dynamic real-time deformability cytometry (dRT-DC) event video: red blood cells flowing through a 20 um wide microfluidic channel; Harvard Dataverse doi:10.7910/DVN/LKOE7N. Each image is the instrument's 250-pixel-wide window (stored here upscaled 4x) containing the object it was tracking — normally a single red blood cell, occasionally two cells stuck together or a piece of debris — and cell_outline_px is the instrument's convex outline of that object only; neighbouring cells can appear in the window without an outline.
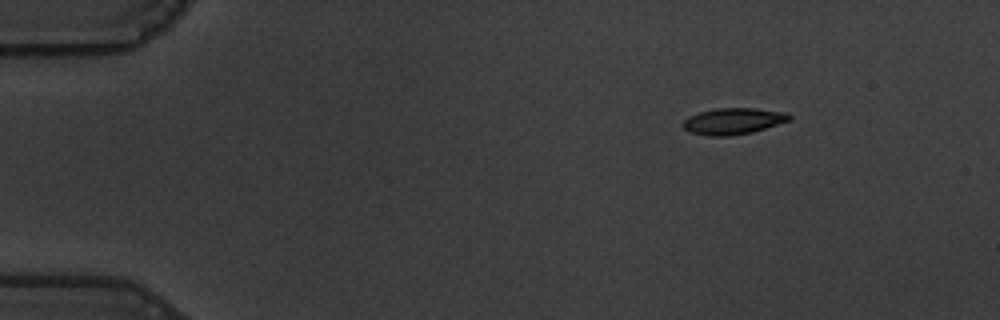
{"species": "common noctule bat (a hibernating species)", "species_latin": "Nyctalus noctula", "temperature_condition": "warm", "stored_images_in_passage": 50, "camera_frame_rate_fps": 3000, "um_per_image_px": 0.085, "animal": {"sex": "male", "body_mass_g": 19.5, "forearm_length_mm": 54.6}, "frame": {"image": 1, "passage_image": 1, "time_ms": 0.0, "image_size_px": [1000, 320], "cell_outline_px": [[792, 120], [752, 132], [732, 136], [708, 136], [688, 132], [680, 124], [688, 116], [700, 112], [716, 108], [756, 108], [788, 112], [792, 116]], "centroid_in_image_um": [62.33, 10.3], "position_along_channel_um": 22.7, "area_um2": 16.65}}
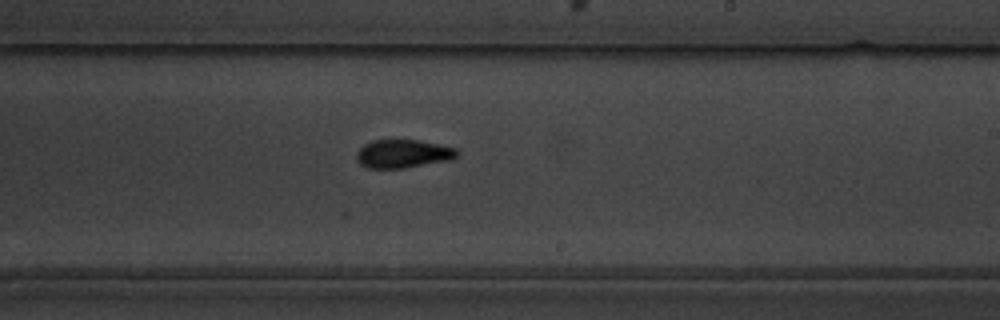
{"frame": {"image": 2, "passage_image": 28, "time_ms": 9.0, "image_size_px": [1000, 320], "cell_outline_px": [[456, 156], [452, 160], [404, 168], [368, 168], [360, 164], [356, 160], [356, 152], [364, 144], [372, 140], [420, 140], [456, 148]], "centroid_in_image_um": [34.23, 13.07], "position_along_channel_um": 254.8, "area_um2": 16.65}}
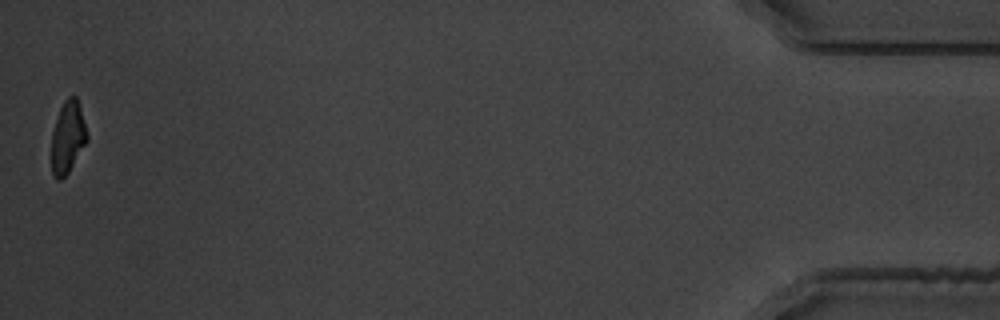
{"frame": {"image": 3, "passage_image": 50, "time_ms": 16.333, "image_size_px": [1000, 320], "cell_outline_px": [[88, 140], [68, 172], [60, 180], [56, 180], [52, 176], [52, 132], [60, 108], [64, 100], [68, 96], [76, 96], [80, 108], [88, 136]], "centroid_in_image_um": [5.75, 11.67], "position_along_channel_um": 429.4, "area_um2": 14.74}, "authors_computed_cell_mechanics": {"area_um2": 16.4441, "velocity_mm_per_s": 3.5757, "shape_relaxation_time_tau1_ms": 5.4834, "shape_relaxation_time_tau2_ms": 2.5764, "deformation_change_tau1": 0.1814, "deformation_change_tau2": 0.0898}}